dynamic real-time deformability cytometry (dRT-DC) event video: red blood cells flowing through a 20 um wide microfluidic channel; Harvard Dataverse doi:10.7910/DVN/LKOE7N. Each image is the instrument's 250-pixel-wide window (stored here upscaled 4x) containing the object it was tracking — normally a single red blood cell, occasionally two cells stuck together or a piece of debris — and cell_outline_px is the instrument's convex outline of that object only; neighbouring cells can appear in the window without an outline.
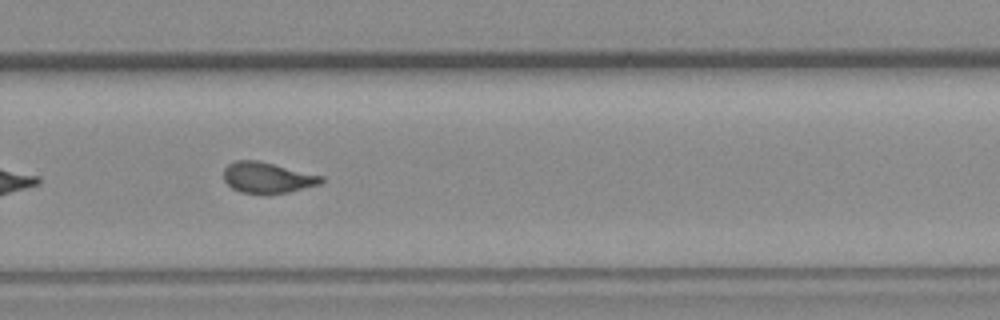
{"species": "common noctule bat (a hibernating species)", "species_latin": "Nyctalus noctula", "temperature_condition": "room temperature", "stored_images_in_passage": 29, "camera_frame_rate_fps": 3000, "um_per_image_px": 0.085, "animal": {"sex": "female", "body_mass_g": 19.3, "forearm_length_mm": 54.1}, "frame": {"image": 1, "passage_image": 21, "time_ms": 6.667, "image_size_px": [1000, 320], "cell_outline_px": [[324, 180], [320, 184], [288, 192], [240, 192], [232, 188], [224, 180], [224, 168], [228, 164], [236, 160], [256, 160], [324, 176]], "centroid_in_image_um": [22.72, 15.08], "position_along_channel_um": 307.1, "area_um2": 17.11}}